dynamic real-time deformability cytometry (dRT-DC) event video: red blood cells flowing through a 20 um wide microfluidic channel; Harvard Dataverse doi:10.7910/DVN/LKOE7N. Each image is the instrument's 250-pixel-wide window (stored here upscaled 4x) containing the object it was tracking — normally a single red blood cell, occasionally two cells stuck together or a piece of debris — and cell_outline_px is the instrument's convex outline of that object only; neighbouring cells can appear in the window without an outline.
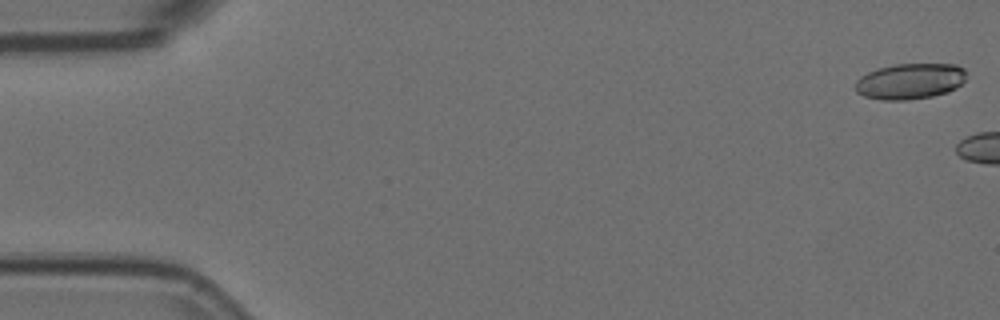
{"species": "Egyptian fruit bat (a non-hibernating species)", "species_latin": "Rousettus aegyptiacus", "temperature_condition": "room temperature", "stored_images_in_passage": 3, "camera_frame_rate_fps": 3000, "um_per_image_px": 0.085, "animal": {"sex": "female"}, "frame": {"image": 1, "passage_image": 1, "time_ms": 0.0, "image_size_px": [1000, 320], "cell_outline_px": [[964, 80], [956, 88], [948, 92], [932, 96], [908, 100], [884, 100], [864, 96], [856, 92], [856, 80], [860, 76], [868, 72], [880, 68], [896, 64], [956, 64], [964, 68]], "centroid_in_image_um": [77.34, 6.91], "position_along_channel_um": 7.7, "area_um2": 23.06}}